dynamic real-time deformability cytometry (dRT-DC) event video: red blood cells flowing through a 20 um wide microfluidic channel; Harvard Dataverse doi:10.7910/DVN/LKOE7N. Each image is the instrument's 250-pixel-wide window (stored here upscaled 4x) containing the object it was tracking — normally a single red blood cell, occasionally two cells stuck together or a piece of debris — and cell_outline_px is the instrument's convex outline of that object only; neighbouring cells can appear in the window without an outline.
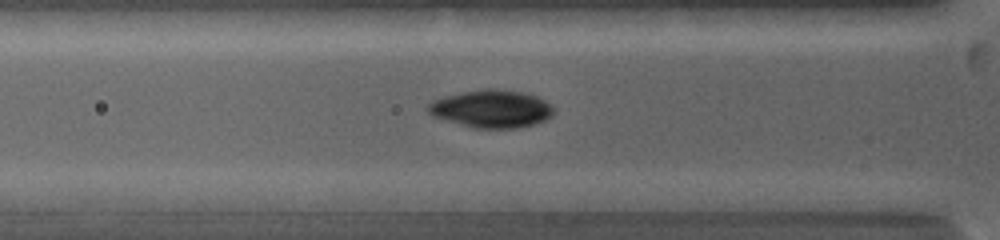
{"species": "common noctule bat (a hibernating species)", "species_latin": "Nyctalus noctula", "temperature_condition": "warm", "stored_images_in_passage": 5, "camera_frame_rate_fps": 5000, "um_per_image_px": 0.085, "animal": {"sex": "female", "body_mass_g": 19.0, "forearm_length_mm": 53.3}, "frame": {"image": 1, "passage_image": 4, "time_ms": 2.8, "image_size_px": [1000, 240], "cell_outline_px": [[556, 112], [552, 116], [536, 124], [516, 128], [476, 128], [432, 116], [428, 112], [428, 104], [432, 100], [444, 96], [484, 88], [496, 88], [524, 92], [536, 96], [544, 100]], "centroid_in_image_um": [41.79, 9.24], "position_along_channel_um": 84.0, "area_um2": 27.57}}